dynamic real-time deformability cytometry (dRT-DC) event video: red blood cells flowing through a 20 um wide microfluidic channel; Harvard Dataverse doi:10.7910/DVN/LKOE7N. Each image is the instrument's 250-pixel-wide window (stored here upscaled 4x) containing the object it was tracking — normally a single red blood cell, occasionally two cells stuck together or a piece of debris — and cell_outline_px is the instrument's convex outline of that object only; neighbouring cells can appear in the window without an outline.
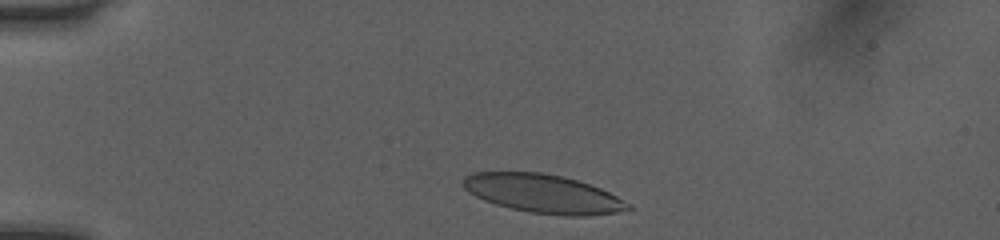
{"species": "human", "species_latin": "Homo sapiens", "temperature_condition": "room temperature", "stored_images_in_passage": 34, "camera_frame_rate_fps": 3000, "um_per_image_px": 0.085, "donor": {"sex": "female"}, "frame": {"image": 1, "passage_image": 2, "time_ms": 0.333, "image_size_px": [1000, 240], "cell_outline_px": [[632, 208], [616, 212], [588, 216], [568, 216], [532, 212], [512, 208], [496, 204], [484, 200], [468, 192], [464, 188], [460, 180], [464, 176], [472, 172], [540, 172], [560, 176], [576, 180], [600, 188], [632, 204]], "centroid_in_image_um": [46.13, 16.45], "position_along_channel_um": 38.9, "area_um2": 36.93}}
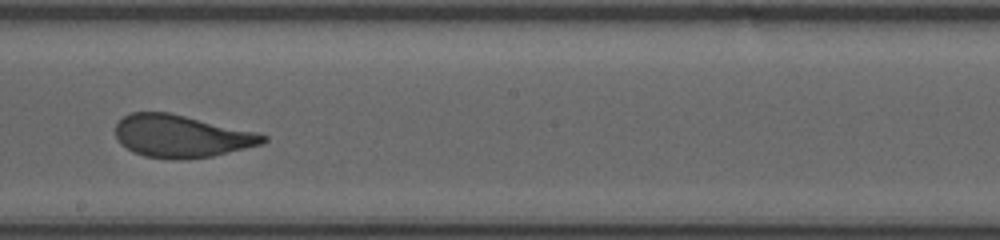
{"frame": {"image": 2, "passage_image": 20, "time_ms": 6.333, "image_size_px": [1000, 240], "cell_outline_px": [[268, 140], [264, 144], [212, 156], [188, 160], [168, 160], [144, 156], [132, 152], [120, 144], [116, 136], [116, 124], [124, 116], [132, 112], [168, 112], [256, 132], [268, 136]], "centroid_in_image_um": [15.41, 11.6], "position_along_channel_um": 232.8, "area_um2": 36.76}}
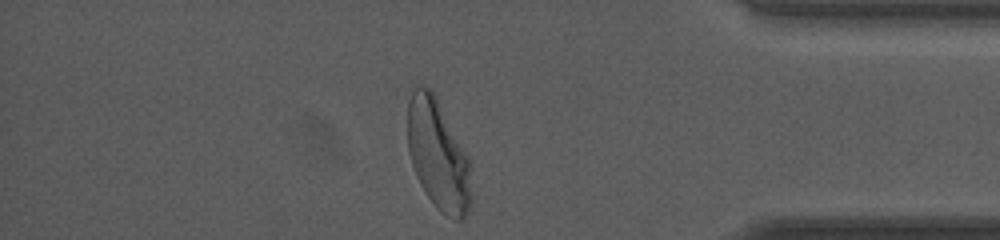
{"frame": {"image": 3, "passage_image": 34, "time_ms": 11.0, "image_size_px": [1000, 240], "cell_outline_px": [[472, 200], [468, 212], [464, 220], [456, 220], [440, 212], [436, 208], [420, 184], [416, 176], [408, 152], [408, 100], [412, 84], [424, 84], [432, 92], [468, 156], [472, 164]], "centroid_in_image_um": [37.25, 13.19], "position_along_channel_um": 398.0, "area_um2": 41.38}, "authors_computed_cell_mechanics": {"area_um2": 37.3966, "velocity_mm_per_s": 4.0417, "shape_relaxation_time_tau1_ms": 5.5105, "shape_relaxation_time_tau2_ms": null, "deformation_change_tau1": 0.2037, "deformation_change_tau2": null}}